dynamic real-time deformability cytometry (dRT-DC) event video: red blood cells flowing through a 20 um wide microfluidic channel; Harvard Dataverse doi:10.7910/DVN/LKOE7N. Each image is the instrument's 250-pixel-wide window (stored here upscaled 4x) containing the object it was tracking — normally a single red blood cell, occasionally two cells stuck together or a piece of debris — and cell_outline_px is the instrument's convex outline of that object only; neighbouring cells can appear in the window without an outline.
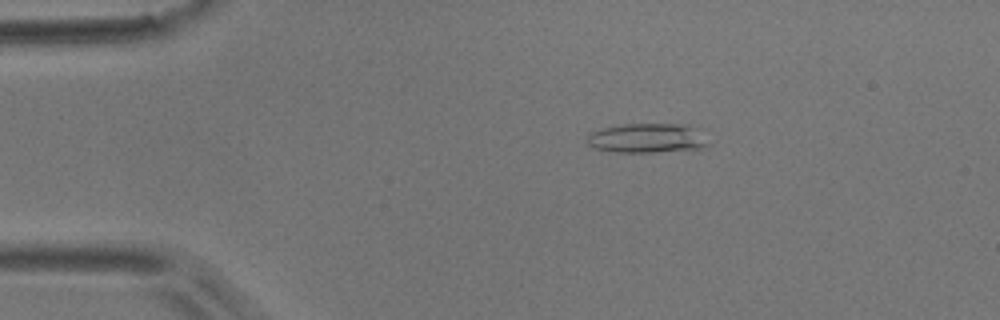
{"species": "common noctule bat (a hibernating species)", "species_latin": "Nyctalus noctula", "temperature_condition": "room temperature", "stored_images_in_passage": 2, "camera_frame_rate_fps": 3000, "um_per_image_px": 0.085, "animal": {"sex": "male", "body_mass_g": 17.9}, "frame": {"image": 1, "passage_image": 1, "time_ms": 0.0, "image_size_px": [1000, 320], "cell_outline_px": [[708, 144], [704, 148], [652, 152], [612, 152], [596, 148], [588, 144], [584, 140], [588, 132], [604, 128], [624, 124], [688, 124], [696, 128]], "centroid_in_image_um": [54.94, 11.74], "position_along_channel_um": 30.1, "area_um2": 20.81}}